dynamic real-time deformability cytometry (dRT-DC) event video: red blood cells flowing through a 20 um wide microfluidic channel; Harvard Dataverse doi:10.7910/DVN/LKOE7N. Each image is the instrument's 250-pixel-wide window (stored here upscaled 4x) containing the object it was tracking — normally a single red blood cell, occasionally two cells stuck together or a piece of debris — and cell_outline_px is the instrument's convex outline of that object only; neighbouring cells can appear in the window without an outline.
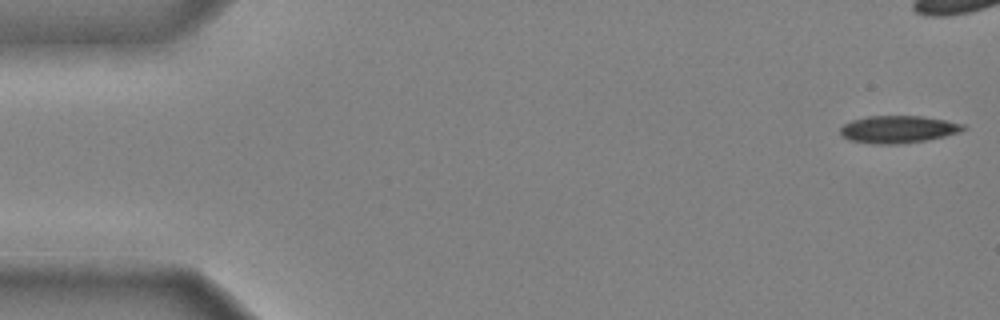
{"species": "common noctule bat (a hibernating species)", "species_latin": "Nyctalus noctula", "temperature_condition": "cold", "stored_images_in_passage": 40, "camera_frame_rate_fps": 3000, "um_per_image_px": 0.085, "animal": {"sex": "male", "body_mass_g": 20.4}, "frame": {"image": 1, "passage_image": 1, "time_ms": 0.0, "image_size_px": [1000, 320], "cell_outline_px": [[968, 128], [960, 132], [944, 136], [924, 140], [896, 144], [872, 144], [848, 140], [840, 132], [840, 128], [844, 124], [852, 120], [868, 116], [924, 116], [964, 124]], "centroid_in_image_um": [76.34, 10.99], "position_along_channel_um": 8.7, "area_um2": 19.54}}
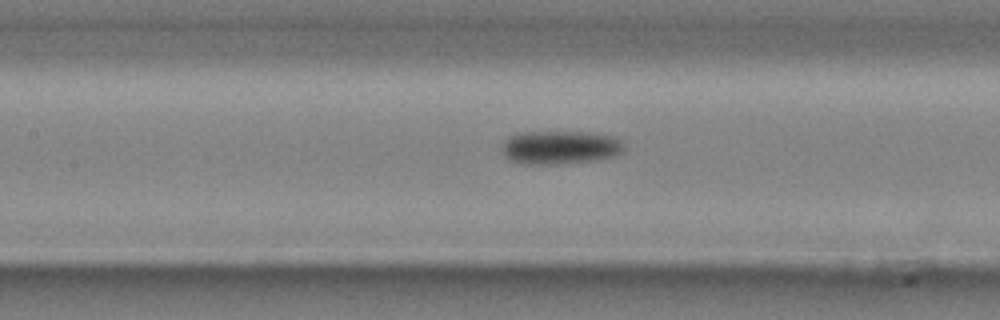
{"frame": {"image": 2, "passage_image": 22, "time_ms": 7.0, "image_size_px": [1000, 320], "cell_outline_px": [[624, 152], [616, 156], [596, 160], [568, 164], [524, 164], [508, 160], [504, 156], [504, 140], [508, 136], [520, 132], [596, 132], [620, 136], [624, 148]], "centroid_in_image_um": [47.69, 12.52], "position_along_channel_um": 159.7, "area_um2": 24.51}}
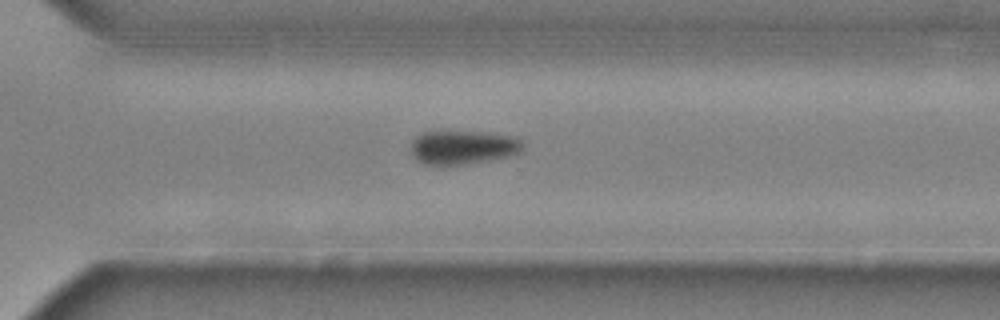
{"frame": {"image": 3, "passage_image": 35, "time_ms": 11.333, "image_size_px": [1000, 320], "cell_outline_px": [[524, 148], [520, 152], [512, 156], [468, 164], [420, 164], [412, 156], [412, 140], [416, 136], [424, 132], [484, 132], [516, 136], [524, 144]], "centroid_in_image_um": [39.39, 12.53], "position_along_channel_um": 331.2, "area_um2": 22.2}}